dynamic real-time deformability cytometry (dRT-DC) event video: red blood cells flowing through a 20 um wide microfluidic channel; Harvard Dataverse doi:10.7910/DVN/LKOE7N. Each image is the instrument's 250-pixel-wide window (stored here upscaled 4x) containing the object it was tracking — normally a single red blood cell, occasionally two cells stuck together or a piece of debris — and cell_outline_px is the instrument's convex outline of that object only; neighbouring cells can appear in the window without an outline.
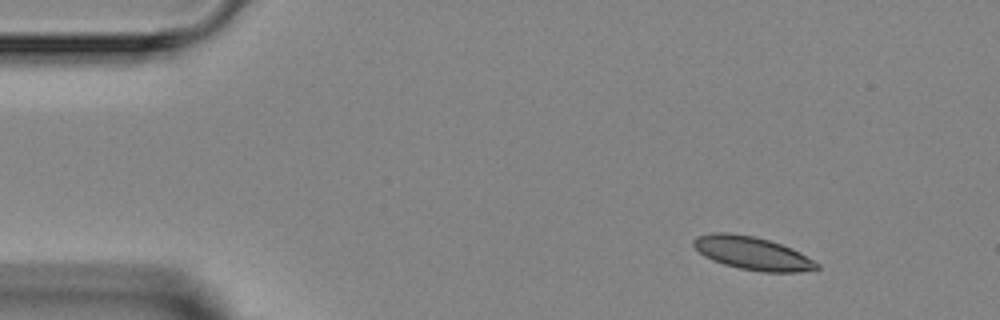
{"species": "Egyptian fruit bat (a non-hibernating species)", "species_latin": "Rousettus aegyptiacus", "temperature_condition": "room temperature", "stored_images_in_passage": 3, "camera_frame_rate_fps": 3000, "um_per_image_px": 0.085, "animal": {"sex": "female"}, "frame": {"image": 1, "passage_image": 1, "time_ms": 0.0, "image_size_px": [1000, 320], "cell_outline_px": [[820, 268], [796, 272], [764, 272], [740, 268], [724, 264], [712, 260], [704, 256], [692, 244], [692, 240], [696, 236], [712, 232], [728, 232], [756, 236], [792, 248], [800, 252], [820, 264]], "centroid_in_image_um": [63.93, 21.51], "position_along_channel_um": 21.1, "area_um2": 23.81}}